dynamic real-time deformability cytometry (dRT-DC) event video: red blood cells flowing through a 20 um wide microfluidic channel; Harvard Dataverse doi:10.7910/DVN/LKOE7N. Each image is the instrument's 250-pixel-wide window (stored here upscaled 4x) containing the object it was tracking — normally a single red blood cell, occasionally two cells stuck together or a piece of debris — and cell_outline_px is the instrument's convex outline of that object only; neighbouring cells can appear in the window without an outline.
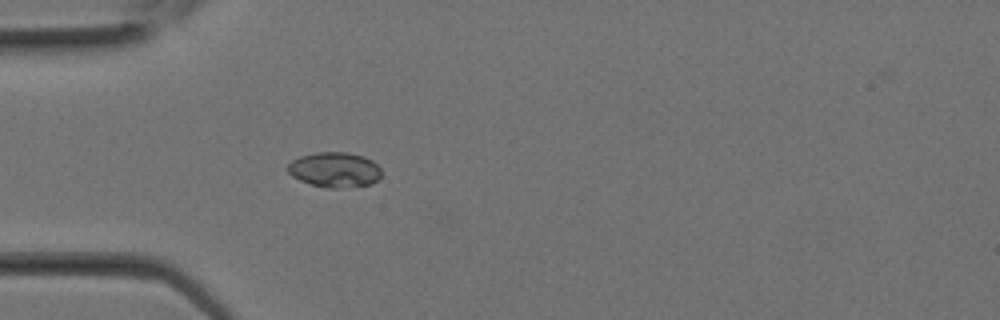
{"species": "Egyptian fruit bat (a non-hibernating species)", "species_latin": "Rousettus aegyptiacus", "temperature_condition": "room temperature", "stored_images_in_passage": 6, "camera_frame_rate_fps": 3000, "um_per_image_px": 0.085, "animal": {"sex": "female"}, "frame": {"image": 1, "passage_image": 1, "time_ms": 0.0, "image_size_px": [1000, 320], "cell_outline_px": [[380, 176], [372, 184], [336, 188], [328, 188], [312, 184], [300, 180], [292, 176], [288, 172], [288, 164], [292, 160], [300, 156], [316, 152], [348, 152], [364, 156], [372, 160], [380, 168]], "centroid_in_image_um": [28.44, 14.41], "position_along_channel_um": 56.6, "area_um2": 19.07}}
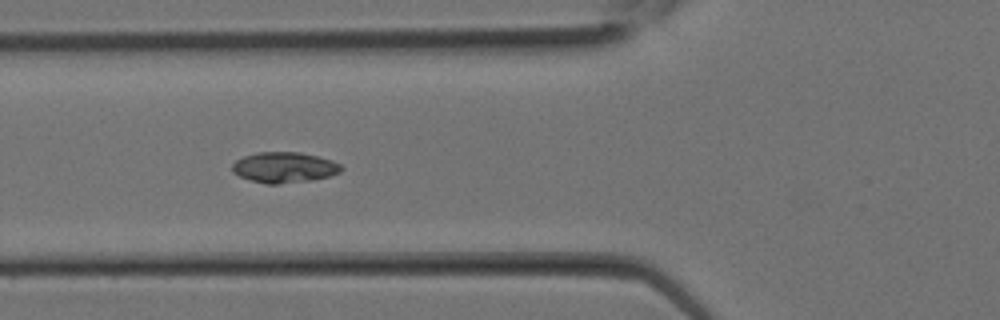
{"frame": {"image": 2, "passage_image": 3, "time_ms": 0.667, "image_size_px": [1000, 320], "cell_outline_px": [[344, 168], [340, 172], [328, 176], [312, 180], [276, 184], [264, 184], [240, 176], [232, 172], [232, 164], [236, 160], [244, 156], [256, 152], [300, 152], [332, 160], [340, 164]], "centroid_in_image_um": [24.15, 14.22], "position_along_channel_um": 101.6, "area_um2": 19.42}}
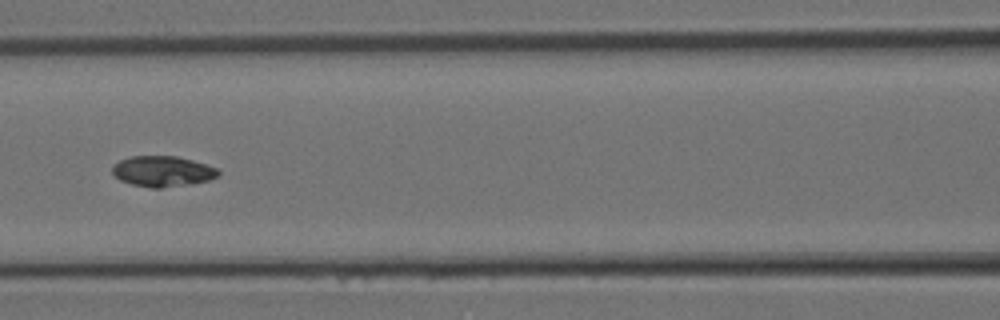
{"frame": {"image": 3, "passage_image": 5, "time_ms": 1.333, "image_size_px": [1000, 320], "cell_outline_px": [[220, 176], [208, 180], [192, 184], [160, 188], [152, 188], [132, 184], [120, 180], [112, 172], [112, 164], [120, 160], [132, 156], [176, 156], [192, 160], [216, 168], [220, 172]], "centroid_in_image_um": [13.81, 14.56], "position_along_channel_um": 152.8, "area_um2": 18.9}}